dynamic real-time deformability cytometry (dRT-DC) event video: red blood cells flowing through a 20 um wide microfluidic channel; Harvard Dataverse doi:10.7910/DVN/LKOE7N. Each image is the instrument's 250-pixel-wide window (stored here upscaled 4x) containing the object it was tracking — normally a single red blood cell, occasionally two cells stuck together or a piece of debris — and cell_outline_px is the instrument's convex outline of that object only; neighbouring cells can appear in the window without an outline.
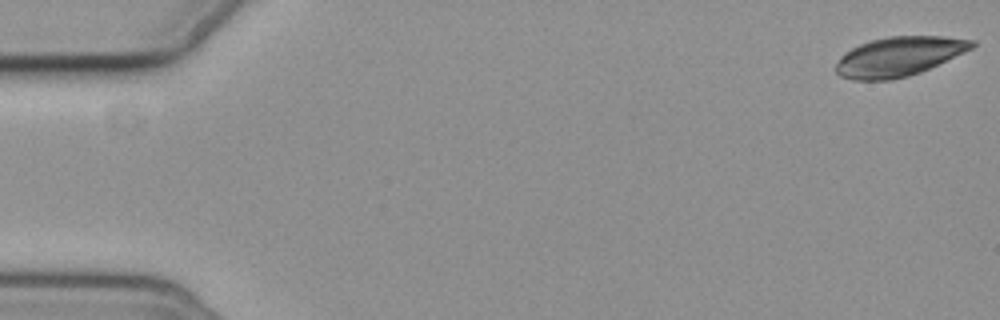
{"species": "common noctule bat (a hibernating species)", "species_latin": "Nyctalus noctula", "temperature_condition": "cold", "stored_images_in_passage": 4, "camera_frame_rate_fps": 3000, "um_per_image_px": 0.085, "animal": {"sex": "female", "body_mass_g": 19.3, "forearm_length_mm": 54.1}, "frame": {"image": 1, "passage_image": 1, "time_ms": 0.0, "image_size_px": [1000, 320], "cell_outline_px": [[976, 44], [972, 48], [964, 52], [920, 72], [908, 76], [888, 80], [852, 80], [840, 76], [836, 72], [836, 64], [840, 56], [844, 52], [860, 44], [872, 40], [888, 36], [944, 36], [976, 40]], "centroid_in_image_um": [76.39, 4.8], "position_along_channel_um": 8.6, "area_um2": 31.1}}